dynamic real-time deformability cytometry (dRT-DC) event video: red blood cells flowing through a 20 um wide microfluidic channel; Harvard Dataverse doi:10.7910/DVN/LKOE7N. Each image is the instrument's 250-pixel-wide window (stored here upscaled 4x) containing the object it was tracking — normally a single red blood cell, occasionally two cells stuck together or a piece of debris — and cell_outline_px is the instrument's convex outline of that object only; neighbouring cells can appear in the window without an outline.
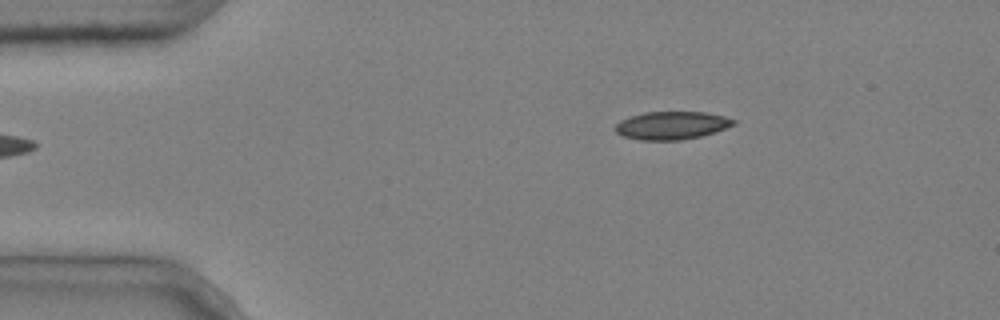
{"species": "common noctule bat (a hibernating species)", "species_latin": "Nyctalus noctula", "temperature_condition": "cold", "stored_images_in_passage": 3, "camera_frame_rate_fps": 3000, "um_per_image_px": 0.085, "animal": {"sex": "male", "body_mass_g": 20.4}, "frame": {"image": 1, "passage_image": 3, "time_ms": 0.667, "image_size_px": [1000, 320], "cell_outline_px": [[736, 124], [700, 136], [680, 140], [640, 140], [624, 136], [616, 132], [616, 124], [620, 120], [644, 112], [704, 112], [724, 116], [736, 120]], "centroid_in_image_um": [57.09, 10.65], "position_along_channel_um": 27.9, "area_um2": 19.02}}